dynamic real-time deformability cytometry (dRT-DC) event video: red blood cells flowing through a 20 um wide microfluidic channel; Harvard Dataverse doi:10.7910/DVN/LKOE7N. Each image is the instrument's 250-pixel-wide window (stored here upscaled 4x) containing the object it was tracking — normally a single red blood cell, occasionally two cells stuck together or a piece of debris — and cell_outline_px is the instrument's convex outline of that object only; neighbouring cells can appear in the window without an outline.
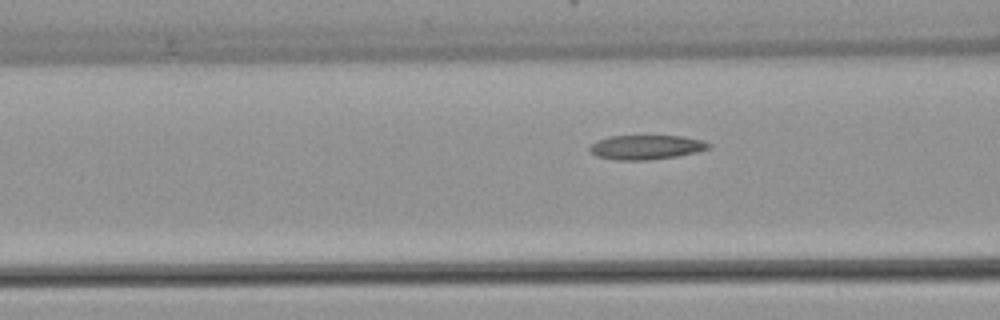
{"species": "common noctule bat (a hibernating species)", "species_latin": "Nyctalus noctula", "temperature_condition": "warm", "stored_images_in_passage": 6, "segment_of_instrument_passage": [2, 2], "camera_frame_rate_fps": 3000, "um_per_image_px": 0.085, "animal": {"sex": "female", "body_mass_g": 22.7, "forearm_length_mm": 54.2}, "frame": {"image": 1, "passage_image": 6, "time_ms": 7.0, "image_size_px": [1000, 320], "cell_outline_px": [[712, 148], [696, 152], [676, 156], [652, 160], [616, 160], [596, 156], [588, 152], [588, 148], [596, 140], [608, 136], [684, 136], [704, 140], [712, 144]], "centroid_in_image_um": [54.93, 12.51], "position_along_channel_um": 111.7, "area_um2": 17.22}}